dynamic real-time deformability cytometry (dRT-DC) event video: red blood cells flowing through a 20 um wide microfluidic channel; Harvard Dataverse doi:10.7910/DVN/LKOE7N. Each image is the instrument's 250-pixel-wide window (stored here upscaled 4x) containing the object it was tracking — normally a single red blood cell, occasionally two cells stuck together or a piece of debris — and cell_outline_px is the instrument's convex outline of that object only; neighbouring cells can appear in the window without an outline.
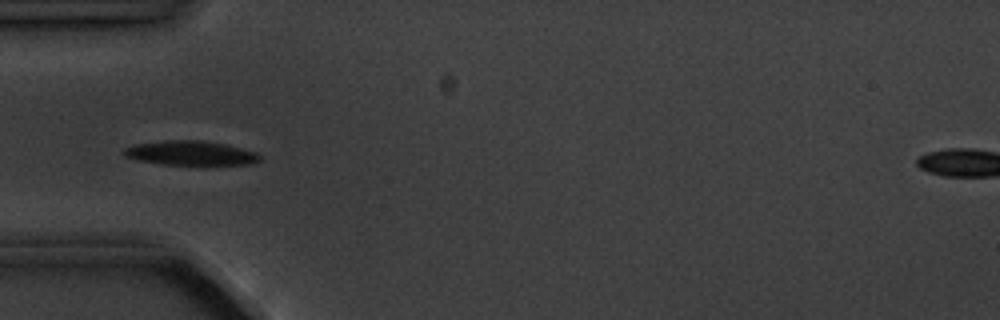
{"species": "common noctule bat (a hibernating species)", "species_latin": "Nyctalus noctula", "temperature_condition": "cold", "stored_images_in_passage": 9, "camera_frame_rate_fps": 3000, "um_per_image_px": 0.085, "animal": {"sex": "male", "body_mass_g": 20.1, "forearm_length_mm": 53.5}, "frame": {"image": 1, "passage_image": 4, "time_ms": 3.333, "image_size_px": [1000, 320], "cell_outline_px": [[260, 160], [252, 164], [204, 168], [160, 164], [136, 160], [124, 156], [120, 152], [124, 148], [136, 144], [164, 140], [200, 140], [224, 144], [256, 152], [260, 156]], "centroid_in_image_um": [16.21, 13.07], "position_along_channel_um": 68.8, "area_um2": 20.52}}
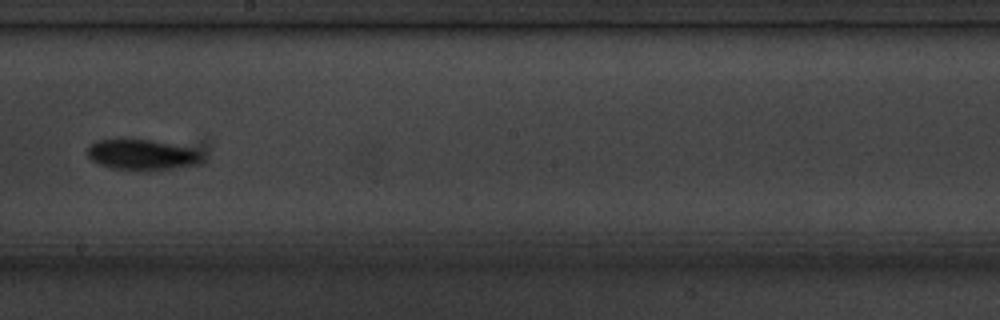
{"frame": {"image": 2, "passage_image": 8, "time_ms": 8.0, "image_size_px": [1000, 320], "cell_outline_px": [[200, 164], [176, 168], [144, 172], [112, 168], [100, 164], [92, 160], [88, 156], [88, 148], [92, 144], [100, 140], [148, 140], [192, 148], [200, 152]], "centroid_in_image_um": [12.09, 13.19], "position_along_channel_um": 236.1, "area_um2": 20.29}}